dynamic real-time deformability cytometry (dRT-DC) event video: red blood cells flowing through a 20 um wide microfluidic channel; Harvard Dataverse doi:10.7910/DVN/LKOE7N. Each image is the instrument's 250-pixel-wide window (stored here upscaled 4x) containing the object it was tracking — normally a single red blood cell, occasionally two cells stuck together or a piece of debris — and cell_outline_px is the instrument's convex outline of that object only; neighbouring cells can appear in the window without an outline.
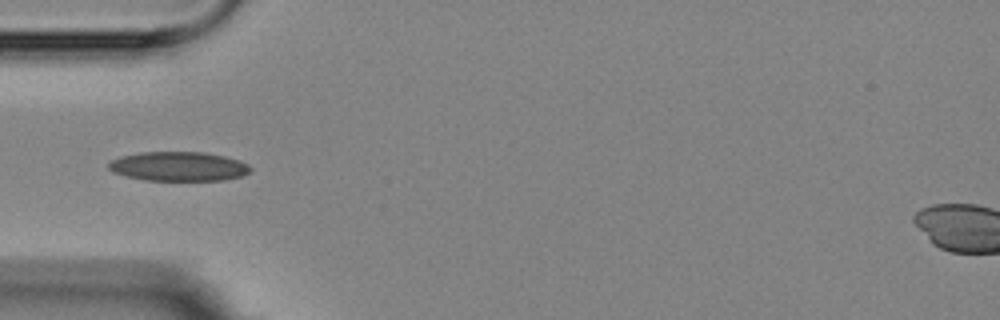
{"species": "Egyptian fruit bat (a non-hibernating species)", "species_latin": "Rousettus aegyptiacus", "temperature_condition": "room temperature", "stored_images_in_passage": 15, "camera_frame_rate_fps": 3000, "um_per_image_px": 0.085, "animal": {"sex": "female"}, "frame": {"image": 1, "passage_image": 4, "time_ms": 4.333, "image_size_px": [1000, 320], "cell_outline_px": [[252, 168], [248, 172], [240, 176], [224, 180], [144, 180], [112, 172], [108, 168], [108, 164], [112, 160], [120, 156], [140, 152], [204, 152], [224, 156], [240, 160], [248, 164]], "centroid_in_image_um": [15.17, 14.13], "position_along_channel_um": 69.8, "area_um2": 24.16}}
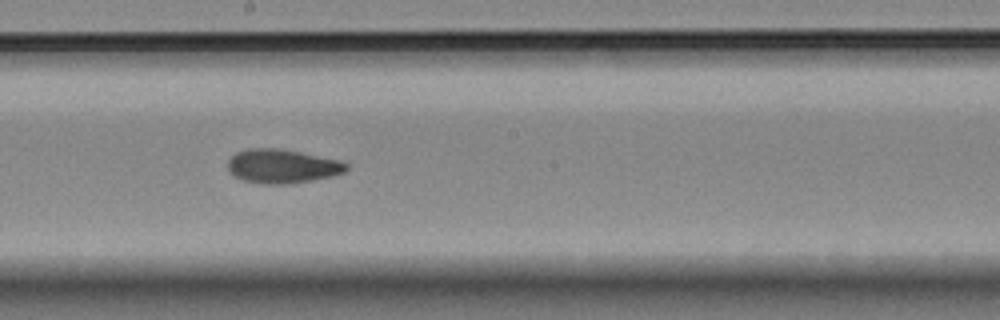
{"frame": {"image": 2, "passage_image": 8, "time_ms": 8.667, "image_size_px": [1000, 320], "cell_outline_px": [[348, 168], [344, 172], [332, 176], [312, 180], [288, 184], [264, 184], [244, 180], [232, 176], [228, 172], [228, 160], [236, 152], [248, 148], [276, 148], [300, 152], [344, 160], [348, 164]], "centroid_in_image_um": [23.99, 14.12], "position_along_channel_um": 224.2, "area_um2": 23.7}}
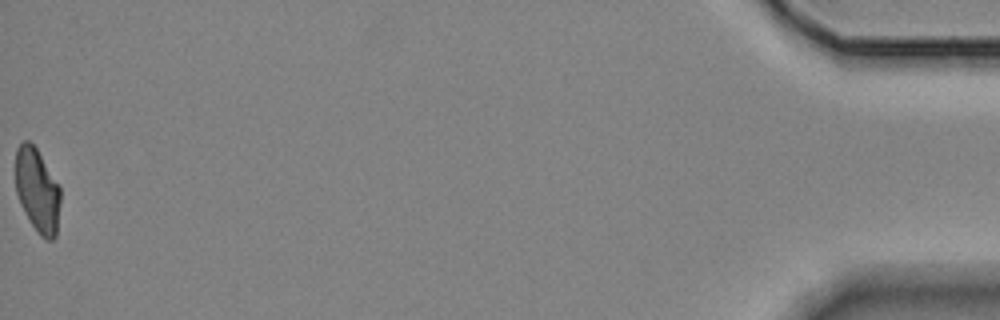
{"frame": {"image": 3, "passage_image": 15, "time_ms": 17.333, "image_size_px": [1000, 320], "cell_outline_px": [[60, 204], [56, 236], [52, 240], [48, 240], [40, 236], [32, 224], [20, 204], [16, 192], [16, 148], [24, 140], [28, 140], [36, 148], [60, 188]], "centroid_in_image_um": [3.17, 16.2], "position_along_channel_um": 432.0, "area_um2": 21.68}, "authors_computed_cell_mechanics": {"area_um2": 23.698, "velocity_mm_per_s": 3.5452, "shape_relaxation_time_tau1_ms": 6.2828, "shape_relaxation_time_tau2_ms": 1.3533, "deformation_change_tau1": 0.1223, "deformation_change_tau2": 0.0667}}